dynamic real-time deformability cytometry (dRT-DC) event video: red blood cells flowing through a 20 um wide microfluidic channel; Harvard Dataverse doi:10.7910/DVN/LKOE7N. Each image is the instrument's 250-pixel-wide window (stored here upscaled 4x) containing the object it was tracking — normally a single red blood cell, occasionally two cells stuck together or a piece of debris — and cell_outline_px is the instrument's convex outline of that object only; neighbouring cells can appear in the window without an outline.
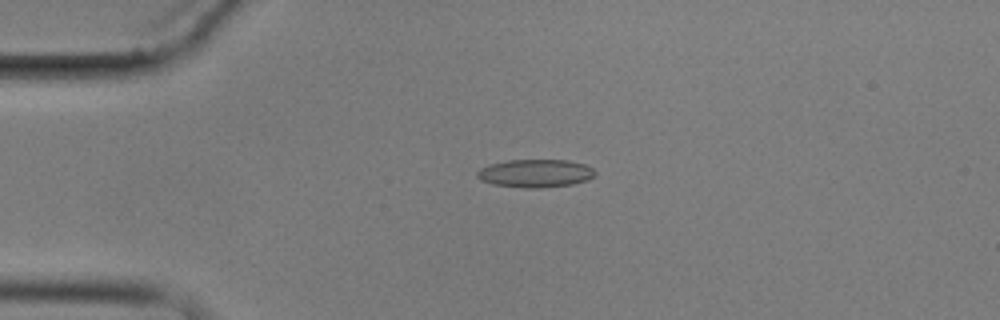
{"species": "common noctule bat (a hibernating species)", "species_latin": "Nyctalus noctula", "temperature_condition": "cold", "stored_images_in_passage": 3, "camera_frame_rate_fps": 3000, "um_per_image_px": 0.085, "animal": {"sex": "male", "body_mass_g": 17.9}, "frame": {"image": 1, "passage_image": 2, "time_ms": 1.333, "image_size_px": [1000, 320], "cell_outline_px": [[596, 172], [588, 180], [572, 184], [536, 188], [524, 188], [492, 184], [480, 180], [476, 176], [476, 172], [480, 168], [492, 164], [508, 160], [568, 160], [584, 164], [592, 168]], "centroid_in_image_um": [45.48, 14.73], "position_along_channel_um": 39.5, "area_um2": 19.19}}